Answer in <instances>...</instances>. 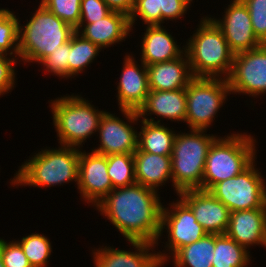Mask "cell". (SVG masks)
Returning <instances> with one entry per match:
<instances>
[{
  "label": "cell",
  "instance_id": "obj_1",
  "mask_svg": "<svg viewBox=\"0 0 266 267\" xmlns=\"http://www.w3.org/2000/svg\"><path fill=\"white\" fill-rule=\"evenodd\" d=\"M158 191L135 183L113 189L95 208L128 242L158 245L163 204Z\"/></svg>",
  "mask_w": 266,
  "mask_h": 267
},
{
  "label": "cell",
  "instance_id": "obj_2",
  "mask_svg": "<svg viewBox=\"0 0 266 267\" xmlns=\"http://www.w3.org/2000/svg\"><path fill=\"white\" fill-rule=\"evenodd\" d=\"M201 19L197 30L185 45L192 74L195 78L228 79L234 53L230 50L221 28L211 16L204 15Z\"/></svg>",
  "mask_w": 266,
  "mask_h": 267
},
{
  "label": "cell",
  "instance_id": "obj_3",
  "mask_svg": "<svg viewBox=\"0 0 266 267\" xmlns=\"http://www.w3.org/2000/svg\"><path fill=\"white\" fill-rule=\"evenodd\" d=\"M80 149L61 146L45 149L35 153L19 166L11 186L52 187L70 183L78 184V163Z\"/></svg>",
  "mask_w": 266,
  "mask_h": 267
},
{
  "label": "cell",
  "instance_id": "obj_4",
  "mask_svg": "<svg viewBox=\"0 0 266 267\" xmlns=\"http://www.w3.org/2000/svg\"><path fill=\"white\" fill-rule=\"evenodd\" d=\"M229 135L217 137L209 147L202 190L208 191L214 184L241 174L257 159L253 136L238 132Z\"/></svg>",
  "mask_w": 266,
  "mask_h": 267
},
{
  "label": "cell",
  "instance_id": "obj_5",
  "mask_svg": "<svg viewBox=\"0 0 266 267\" xmlns=\"http://www.w3.org/2000/svg\"><path fill=\"white\" fill-rule=\"evenodd\" d=\"M74 32L71 25L40 4L25 25L22 26L19 20L18 58L24 63H39L67 43Z\"/></svg>",
  "mask_w": 266,
  "mask_h": 267
},
{
  "label": "cell",
  "instance_id": "obj_6",
  "mask_svg": "<svg viewBox=\"0 0 266 267\" xmlns=\"http://www.w3.org/2000/svg\"><path fill=\"white\" fill-rule=\"evenodd\" d=\"M206 130L190 129V133H177L171 154L172 186L177 196L189 189H201L205 161L209 147L218 135Z\"/></svg>",
  "mask_w": 266,
  "mask_h": 267
},
{
  "label": "cell",
  "instance_id": "obj_7",
  "mask_svg": "<svg viewBox=\"0 0 266 267\" xmlns=\"http://www.w3.org/2000/svg\"><path fill=\"white\" fill-rule=\"evenodd\" d=\"M53 125L61 146L83 147L82 143L97 132L105 111H99L81 95L61 96L50 102Z\"/></svg>",
  "mask_w": 266,
  "mask_h": 267
},
{
  "label": "cell",
  "instance_id": "obj_8",
  "mask_svg": "<svg viewBox=\"0 0 266 267\" xmlns=\"http://www.w3.org/2000/svg\"><path fill=\"white\" fill-rule=\"evenodd\" d=\"M229 94L227 79L194 78L186 87L188 128L207 130Z\"/></svg>",
  "mask_w": 266,
  "mask_h": 267
},
{
  "label": "cell",
  "instance_id": "obj_9",
  "mask_svg": "<svg viewBox=\"0 0 266 267\" xmlns=\"http://www.w3.org/2000/svg\"><path fill=\"white\" fill-rule=\"evenodd\" d=\"M255 161L241 174L214 184L208 191L230 212L266 208V182Z\"/></svg>",
  "mask_w": 266,
  "mask_h": 267
},
{
  "label": "cell",
  "instance_id": "obj_10",
  "mask_svg": "<svg viewBox=\"0 0 266 267\" xmlns=\"http://www.w3.org/2000/svg\"><path fill=\"white\" fill-rule=\"evenodd\" d=\"M169 207H162L161 211V234L167 230L168 241L166 242V254L157 252V257L165 261L170 260V257L180 248L190 245L202 237L207 232L195 219V215L191 208L180 198L175 203H169ZM171 252V253H170ZM171 254V256H169Z\"/></svg>",
  "mask_w": 266,
  "mask_h": 267
},
{
  "label": "cell",
  "instance_id": "obj_11",
  "mask_svg": "<svg viewBox=\"0 0 266 267\" xmlns=\"http://www.w3.org/2000/svg\"><path fill=\"white\" fill-rule=\"evenodd\" d=\"M228 83L233 94H266V44L234 54Z\"/></svg>",
  "mask_w": 266,
  "mask_h": 267
},
{
  "label": "cell",
  "instance_id": "obj_12",
  "mask_svg": "<svg viewBox=\"0 0 266 267\" xmlns=\"http://www.w3.org/2000/svg\"><path fill=\"white\" fill-rule=\"evenodd\" d=\"M120 112L126 118H124L127 120L126 122L113 113L104 112L97 130L100 144L97 148L92 149L93 152L107 156L118 153H134L138 149V132L132 124L140 121L139 115L137 111L129 109H121Z\"/></svg>",
  "mask_w": 266,
  "mask_h": 267
},
{
  "label": "cell",
  "instance_id": "obj_13",
  "mask_svg": "<svg viewBox=\"0 0 266 267\" xmlns=\"http://www.w3.org/2000/svg\"><path fill=\"white\" fill-rule=\"evenodd\" d=\"M107 168L106 155L80 148L77 189L86 203L96 207L113 190Z\"/></svg>",
  "mask_w": 266,
  "mask_h": 267
},
{
  "label": "cell",
  "instance_id": "obj_14",
  "mask_svg": "<svg viewBox=\"0 0 266 267\" xmlns=\"http://www.w3.org/2000/svg\"><path fill=\"white\" fill-rule=\"evenodd\" d=\"M224 13L222 19H212L221 28L234 54L262 45L253 32L248 8L242 0H231Z\"/></svg>",
  "mask_w": 266,
  "mask_h": 267
},
{
  "label": "cell",
  "instance_id": "obj_15",
  "mask_svg": "<svg viewBox=\"0 0 266 267\" xmlns=\"http://www.w3.org/2000/svg\"><path fill=\"white\" fill-rule=\"evenodd\" d=\"M181 198L193 211L195 219L207 234H225L230 210L209 191L189 189L179 192Z\"/></svg>",
  "mask_w": 266,
  "mask_h": 267
},
{
  "label": "cell",
  "instance_id": "obj_16",
  "mask_svg": "<svg viewBox=\"0 0 266 267\" xmlns=\"http://www.w3.org/2000/svg\"><path fill=\"white\" fill-rule=\"evenodd\" d=\"M134 56L125 55L123 69L117 85V100L119 110L129 109L138 111L145 103L149 93L148 72L146 65L136 64Z\"/></svg>",
  "mask_w": 266,
  "mask_h": 267
},
{
  "label": "cell",
  "instance_id": "obj_17",
  "mask_svg": "<svg viewBox=\"0 0 266 267\" xmlns=\"http://www.w3.org/2000/svg\"><path fill=\"white\" fill-rule=\"evenodd\" d=\"M225 234L248 251L253 245L266 248V208L230 212Z\"/></svg>",
  "mask_w": 266,
  "mask_h": 267
},
{
  "label": "cell",
  "instance_id": "obj_18",
  "mask_svg": "<svg viewBox=\"0 0 266 267\" xmlns=\"http://www.w3.org/2000/svg\"><path fill=\"white\" fill-rule=\"evenodd\" d=\"M186 89H177L173 91H159L149 90L145 103L137 111L139 118L149 122L160 123L161 119H168L171 121H184L186 123ZM155 114L160 117L159 120L155 118H148Z\"/></svg>",
  "mask_w": 266,
  "mask_h": 267
},
{
  "label": "cell",
  "instance_id": "obj_19",
  "mask_svg": "<svg viewBox=\"0 0 266 267\" xmlns=\"http://www.w3.org/2000/svg\"><path fill=\"white\" fill-rule=\"evenodd\" d=\"M135 249L120 250L103 245L92 250L95 267H150L157 259L154 247L156 244L148 242L130 241ZM153 249V250H152ZM152 253H151V251Z\"/></svg>",
  "mask_w": 266,
  "mask_h": 267
},
{
  "label": "cell",
  "instance_id": "obj_20",
  "mask_svg": "<svg viewBox=\"0 0 266 267\" xmlns=\"http://www.w3.org/2000/svg\"><path fill=\"white\" fill-rule=\"evenodd\" d=\"M149 90L173 91L186 89L195 78L186 52L180 57L146 66Z\"/></svg>",
  "mask_w": 266,
  "mask_h": 267
},
{
  "label": "cell",
  "instance_id": "obj_21",
  "mask_svg": "<svg viewBox=\"0 0 266 267\" xmlns=\"http://www.w3.org/2000/svg\"><path fill=\"white\" fill-rule=\"evenodd\" d=\"M75 31L101 49H105L115 43L125 41L132 30L129 16L112 11L108 16L96 22L79 24Z\"/></svg>",
  "mask_w": 266,
  "mask_h": 267
},
{
  "label": "cell",
  "instance_id": "obj_22",
  "mask_svg": "<svg viewBox=\"0 0 266 267\" xmlns=\"http://www.w3.org/2000/svg\"><path fill=\"white\" fill-rule=\"evenodd\" d=\"M143 35L140 61L146 66L176 59L185 52V46L179 47L163 25H148Z\"/></svg>",
  "mask_w": 266,
  "mask_h": 267
},
{
  "label": "cell",
  "instance_id": "obj_23",
  "mask_svg": "<svg viewBox=\"0 0 266 267\" xmlns=\"http://www.w3.org/2000/svg\"><path fill=\"white\" fill-rule=\"evenodd\" d=\"M136 183L157 191L172 179L171 156L151 154L139 148L133 153Z\"/></svg>",
  "mask_w": 266,
  "mask_h": 267
},
{
  "label": "cell",
  "instance_id": "obj_24",
  "mask_svg": "<svg viewBox=\"0 0 266 267\" xmlns=\"http://www.w3.org/2000/svg\"><path fill=\"white\" fill-rule=\"evenodd\" d=\"M190 5L184 0H135L134 9L129 16L131 30L137 16L145 25H162L164 20L182 18Z\"/></svg>",
  "mask_w": 266,
  "mask_h": 267
},
{
  "label": "cell",
  "instance_id": "obj_25",
  "mask_svg": "<svg viewBox=\"0 0 266 267\" xmlns=\"http://www.w3.org/2000/svg\"><path fill=\"white\" fill-rule=\"evenodd\" d=\"M140 120L142 126L138 132V148L151 154L171 156L177 133L165 124Z\"/></svg>",
  "mask_w": 266,
  "mask_h": 267
},
{
  "label": "cell",
  "instance_id": "obj_26",
  "mask_svg": "<svg viewBox=\"0 0 266 267\" xmlns=\"http://www.w3.org/2000/svg\"><path fill=\"white\" fill-rule=\"evenodd\" d=\"M215 234H206L200 240L178 249L172 255L174 267H213Z\"/></svg>",
  "mask_w": 266,
  "mask_h": 267
},
{
  "label": "cell",
  "instance_id": "obj_27",
  "mask_svg": "<svg viewBox=\"0 0 266 267\" xmlns=\"http://www.w3.org/2000/svg\"><path fill=\"white\" fill-rule=\"evenodd\" d=\"M250 251L226 234H215L213 267H247Z\"/></svg>",
  "mask_w": 266,
  "mask_h": 267
},
{
  "label": "cell",
  "instance_id": "obj_28",
  "mask_svg": "<svg viewBox=\"0 0 266 267\" xmlns=\"http://www.w3.org/2000/svg\"><path fill=\"white\" fill-rule=\"evenodd\" d=\"M101 50L99 46L75 31L70 38L69 78L82 73L89 64L93 63Z\"/></svg>",
  "mask_w": 266,
  "mask_h": 267
},
{
  "label": "cell",
  "instance_id": "obj_29",
  "mask_svg": "<svg viewBox=\"0 0 266 267\" xmlns=\"http://www.w3.org/2000/svg\"><path fill=\"white\" fill-rule=\"evenodd\" d=\"M107 172L113 189L136 183L133 153L107 155Z\"/></svg>",
  "mask_w": 266,
  "mask_h": 267
},
{
  "label": "cell",
  "instance_id": "obj_30",
  "mask_svg": "<svg viewBox=\"0 0 266 267\" xmlns=\"http://www.w3.org/2000/svg\"><path fill=\"white\" fill-rule=\"evenodd\" d=\"M17 242L22 247L32 267H47L52 252L48 237L40 233H32L22 237Z\"/></svg>",
  "mask_w": 266,
  "mask_h": 267
},
{
  "label": "cell",
  "instance_id": "obj_31",
  "mask_svg": "<svg viewBox=\"0 0 266 267\" xmlns=\"http://www.w3.org/2000/svg\"><path fill=\"white\" fill-rule=\"evenodd\" d=\"M19 19L5 8L0 9V54L19 56L18 52Z\"/></svg>",
  "mask_w": 266,
  "mask_h": 267
},
{
  "label": "cell",
  "instance_id": "obj_32",
  "mask_svg": "<svg viewBox=\"0 0 266 267\" xmlns=\"http://www.w3.org/2000/svg\"><path fill=\"white\" fill-rule=\"evenodd\" d=\"M39 4H42L48 11L74 29L79 26L81 0H41Z\"/></svg>",
  "mask_w": 266,
  "mask_h": 267
},
{
  "label": "cell",
  "instance_id": "obj_33",
  "mask_svg": "<svg viewBox=\"0 0 266 267\" xmlns=\"http://www.w3.org/2000/svg\"><path fill=\"white\" fill-rule=\"evenodd\" d=\"M69 52L70 40L64 45L59 46L53 53L44 57L39 64L41 63L45 67L46 72L69 79Z\"/></svg>",
  "mask_w": 266,
  "mask_h": 267
},
{
  "label": "cell",
  "instance_id": "obj_34",
  "mask_svg": "<svg viewBox=\"0 0 266 267\" xmlns=\"http://www.w3.org/2000/svg\"><path fill=\"white\" fill-rule=\"evenodd\" d=\"M242 1L248 8L255 36L262 44H266V0Z\"/></svg>",
  "mask_w": 266,
  "mask_h": 267
},
{
  "label": "cell",
  "instance_id": "obj_35",
  "mask_svg": "<svg viewBox=\"0 0 266 267\" xmlns=\"http://www.w3.org/2000/svg\"><path fill=\"white\" fill-rule=\"evenodd\" d=\"M0 256L5 267H32L20 244L0 238Z\"/></svg>",
  "mask_w": 266,
  "mask_h": 267
},
{
  "label": "cell",
  "instance_id": "obj_36",
  "mask_svg": "<svg viewBox=\"0 0 266 267\" xmlns=\"http://www.w3.org/2000/svg\"><path fill=\"white\" fill-rule=\"evenodd\" d=\"M79 24H89L108 16L112 10L103 0H81Z\"/></svg>",
  "mask_w": 266,
  "mask_h": 267
},
{
  "label": "cell",
  "instance_id": "obj_37",
  "mask_svg": "<svg viewBox=\"0 0 266 267\" xmlns=\"http://www.w3.org/2000/svg\"><path fill=\"white\" fill-rule=\"evenodd\" d=\"M7 55L0 54V96L9 93V91L11 92L16 83L15 64L17 63L16 60L19 61V59L14 55H8V57Z\"/></svg>",
  "mask_w": 266,
  "mask_h": 267
},
{
  "label": "cell",
  "instance_id": "obj_38",
  "mask_svg": "<svg viewBox=\"0 0 266 267\" xmlns=\"http://www.w3.org/2000/svg\"><path fill=\"white\" fill-rule=\"evenodd\" d=\"M107 6L116 12L130 16L135 5V0H103Z\"/></svg>",
  "mask_w": 266,
  "mask_h": 267
},
{
  "label": "cell",
  "instance_id": "obj_39",
  "mask_svg": "<svg viewBox=\"0 0 266 267\" xmlns=\"http://www.w3.org/2000/svg\"><path fill=\"white\" fill-rule=\"evenodd\" d=\"M165 263L167 264V261L158 258L150 267H163Z\"/></svg>",
  "mask_w": 266,
  "mask_h": 267
},
{
  "label": "cell",
  "instance_id": "obj_40",
  "mask_svg": "<svg viewBox=\"0 0 266 267\" xmlns=\"http://www.w3.org/2000/svg\"><path fill=\"white\" fill-rule=\"evenodd\" d=\"M0 267H5L4 264H3L1 256H0Z\"/></svg>",
  "mask_w": 266,
  "mask_h": 267
},
{
  "label": "cell",
  "instance_id": "obj_41",
  "mask_svg": "<svg viewBox=\"0 0 266 267\" xmlns=\"http://www.w3.org/2000/svg\"><path fill=\"white\" fill-rule=\"evenodd\" d=\"M184 1H185L186 3H188L189 5H191V4H192L191 2H192L193 0H184Z\"/></svg>",
  "mask_w": 266,
  "mask_h": 267
}]
</instances>
